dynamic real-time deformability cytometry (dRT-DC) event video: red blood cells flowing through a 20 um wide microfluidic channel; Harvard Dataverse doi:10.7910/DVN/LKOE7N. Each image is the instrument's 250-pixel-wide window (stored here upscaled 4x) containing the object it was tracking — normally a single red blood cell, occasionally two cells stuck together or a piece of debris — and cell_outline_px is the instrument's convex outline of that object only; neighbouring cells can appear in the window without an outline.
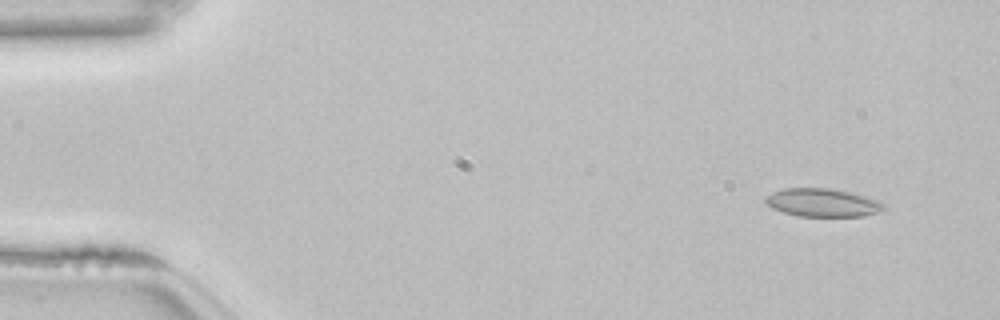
{"species": "common noctule bat (a hibernating species)", "species_latin": "Nyctalus noctula", "temperature_condition": "room temperature", "stored_images_in_passage": 54, "camera_frame_rate_fps": 3000, "um_per_image_px": 0.085, "animal": {"sex": "female", "body_mass_g": 22.7, "forearm_length_mm": 54.2}, "frame": {"image": 1, "passage_image": 5, "time_ms": 1.333, "image_size_px": [1000, 320], "cell_outline_px": [[884, 208], [876, 212], [864, 216], [800, 216], [784, 212], [772, 208], [764, 204], [764, 200], [768, 196], [784, 188], [828, 188], [852, 192], [880, 200], [884, 204]], "centroid_in_image_um": [69.93, 17.22], "position_along_channel_um": 15.1, "area_um2": 19.31}}
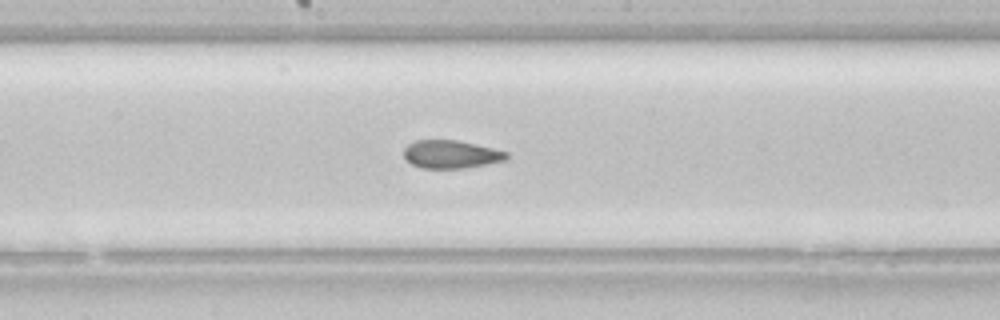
{"frame": {"image": 2, "passage_image": 29, "time_ms": 9.333, "image_size_px": [1000, 320], "cell_outline_px": [[508, 156], [504, 160], [488, 164], [464, 168], [420, 168], [412, 164], [404, 156], [404, 148], [408, 144], [416, 140], [456, 140], [476, 144], [508, 152]], "centroid_in_image_um": [38.33, 13.11], "position_along_channel_um": 209.9, "area_um2": 16.7}}
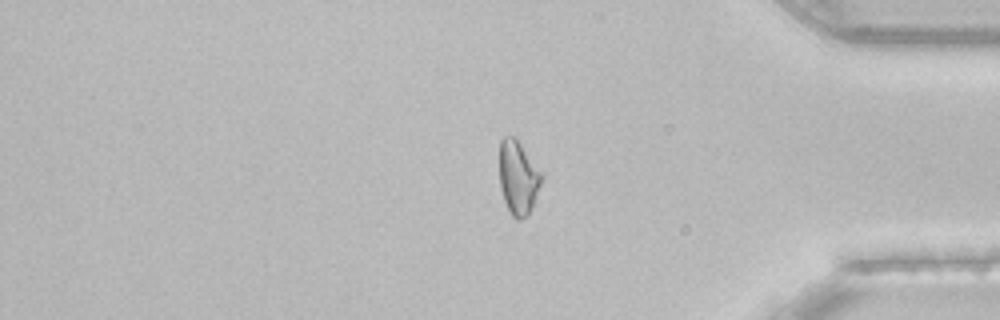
{"frame": {"image": 3, "passage_image": 45, "time_ms": 14.667, "image_size_px": [1000, 320], "cell_outline_px": [[544, 176], [528, 216], [520, 220], [516, 220], [512, 216], [504, 200], [500, 188], [500, 140], [504, 136], [512, 136], [520, 144], [544, 172]], "centroid_in_image_um": [44.07, 15.11], "position_along_channel_um": 391.1, "area_um2": 18.21}, "authors_computed_cell_mechanics": {"area_um2": 18.5538, "velocity_mm_per_s": 3.8535, "shape_relaxation_time_tau1_ms": null, "shape_relaxation_time_tau2_ms": 1.9241, "deformation_change_tau1": null, "deformation_change_tau2": 0.0802}}